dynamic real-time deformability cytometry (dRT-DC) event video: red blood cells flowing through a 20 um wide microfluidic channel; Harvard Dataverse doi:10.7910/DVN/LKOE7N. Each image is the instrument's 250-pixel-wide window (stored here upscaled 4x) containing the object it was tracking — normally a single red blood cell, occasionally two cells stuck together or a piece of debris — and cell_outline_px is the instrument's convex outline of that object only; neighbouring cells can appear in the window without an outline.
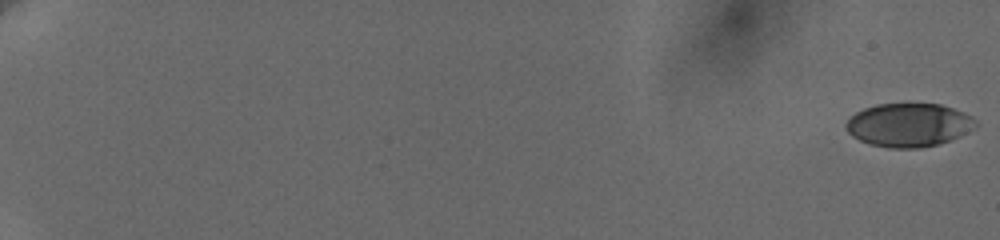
{"species": "human", "species_latin": "Homo sapiens", "temperature_condition": "cold", "stored_images_in_passage": 35, "camera_frame_rate_fps": 3000, "um_per_image_px": 0.085, "donor": {"sex": "female"}, "frame": {"image": 1, "passage_image": 1, "time_ms": 0.0, "image_size_px": [1000, 240], "cell_outline_px": [[980, 124], [976, 128], [968, 132], [948, 140], [936, 144], [916, 148], [888, 148], [872, 144], [860, 140], [852, 136], [848, 132], [844, 124], [856, 112], [864, 108], [876, 104], [940, 104], [964, 112], [972, 116]], "centroid_in_image_um": [77.26, 10.61], "position_along_channel_um": 7.7, "area_um2": 32.77}}
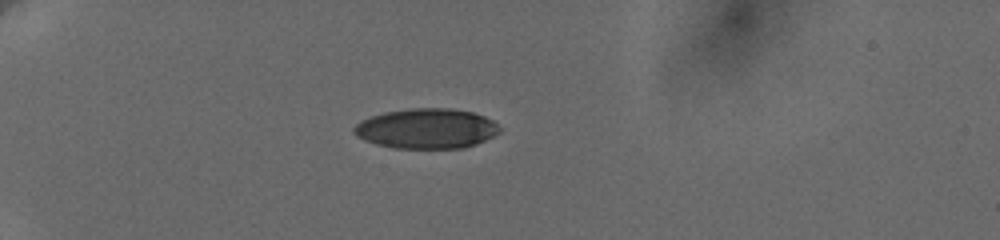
{"frame": {"image": 2, "passage_image": 28, "time_ms": 6.333, "image_size_px": [1000, 240], "cell_outline_px": [[500, 132], [476, 144], [464, 148], [396, 148], [376, 144], [364, 140], [356, 136], [352, 132], [352, 128], [360, 120], [384, 112], [412, 108], [448, 108], [472, 112], [484, 116], [492, 120], [500, 128]], "centroid_in_image_um": [36.22, 10.93], "position_along_channel_um": 48.8, "area_um2": 33.99}}
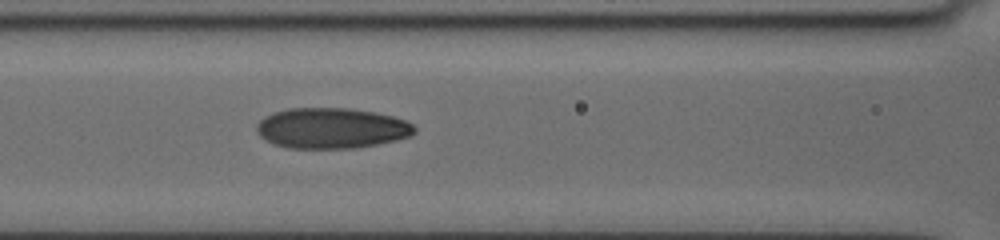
{"frame": {"image": 3, "passage_image": 35, "time_ms": 10.0, "image_size_px": [1000, 240], "cell_outline_px": [[416, 132], [408, 136], [396, 140], [356, 148], [288, 148], [272, 144], [260, 136], [256, 132], [256, 124], [264, 116], [272, 112], [288, 108], [348, 108], [376, 112], [392, 116], [404, 120], [412, 124], [416, 128]], "centroid_in_image_um": [28.13, 10.89], "position_along_channel_um": 138.5, "area_um2": 37.51}}